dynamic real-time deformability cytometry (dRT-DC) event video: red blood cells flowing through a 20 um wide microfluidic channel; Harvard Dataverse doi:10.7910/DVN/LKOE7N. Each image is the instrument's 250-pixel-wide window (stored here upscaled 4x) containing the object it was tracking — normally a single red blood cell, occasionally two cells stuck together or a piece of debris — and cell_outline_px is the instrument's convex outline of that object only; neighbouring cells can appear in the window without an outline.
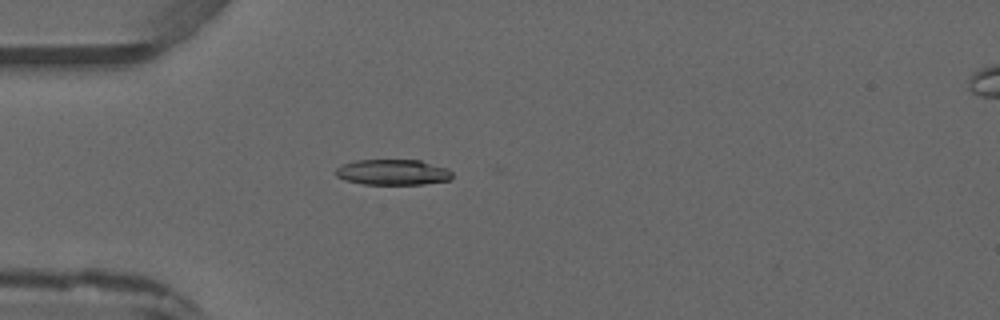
{"species": "common noctule bat (a hibernating species)", "species_latin": "Nyctalus noctula", "temperature_condition": "warm", "stored_images_in_passage": 4, "camera_frame_rate_fps": 3000, "um_per_image_px": 0.085, "animal": {"sex": "male", "forearm_length_mm": 52.5}, "frame": {"image": 1, "passage_image": 3, "time_ms": 2.333, "image_size_px": [1000, 320], "cell_outline_px": [[452, 180], [424, 184], [364, 184], [344, 180], [336, 176], [336, 168], [344, 164], [356, 160], [420, 160], [448, 168], [452, 172]], "centroid_in_image_um": [33.42, 14.64], "position_along_channel_um": 51.6, "area_um2": 17.46}}